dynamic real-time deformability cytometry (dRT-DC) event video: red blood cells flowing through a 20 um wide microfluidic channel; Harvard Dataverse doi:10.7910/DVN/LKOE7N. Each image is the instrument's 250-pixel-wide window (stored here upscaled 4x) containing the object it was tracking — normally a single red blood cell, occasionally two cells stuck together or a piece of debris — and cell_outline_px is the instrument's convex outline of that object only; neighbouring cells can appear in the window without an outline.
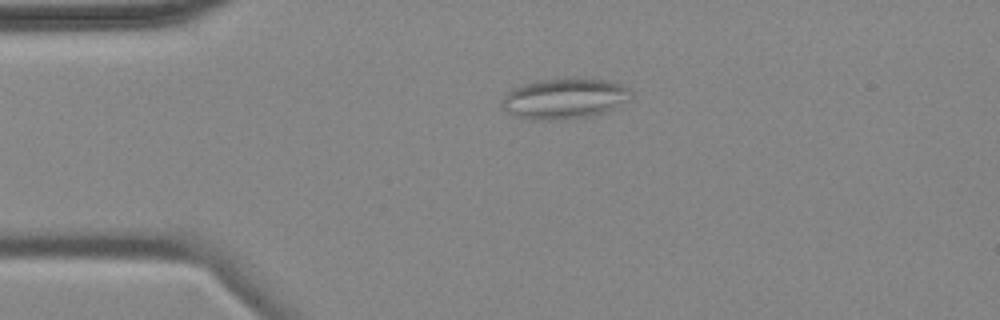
{"species": "common noctule bat (a hibernating species)", "species_latin": "Nyctalus noctula", "temperature_condition": "cold", "stored_images_in_passage": 3, "camera_frame_rate_fps": 3000, "um_per_image_px": 0.085, "animal": {"sex": "female", "body_mass_g": 18.4}, "frame": {"image": 1, "passage_image": 2, "time_ms": 1.0, "image_size_px": [1000, 320], "cell_outline_px": [[632, 96], [628, 100], [604, 112], [588, 116], [560, 120], [532, 120], [516, 116], [508, 112], [500, 104], [504, 96], [512, 88], [536, 80], [564, 76], [568, 76], [608, 80], [620, 84], [628, 88], [632, 92]], "centroid_in_image_um": [47.96, 8.34], "position_along_channel_um": 37.0, "area_um2": 31.04}}